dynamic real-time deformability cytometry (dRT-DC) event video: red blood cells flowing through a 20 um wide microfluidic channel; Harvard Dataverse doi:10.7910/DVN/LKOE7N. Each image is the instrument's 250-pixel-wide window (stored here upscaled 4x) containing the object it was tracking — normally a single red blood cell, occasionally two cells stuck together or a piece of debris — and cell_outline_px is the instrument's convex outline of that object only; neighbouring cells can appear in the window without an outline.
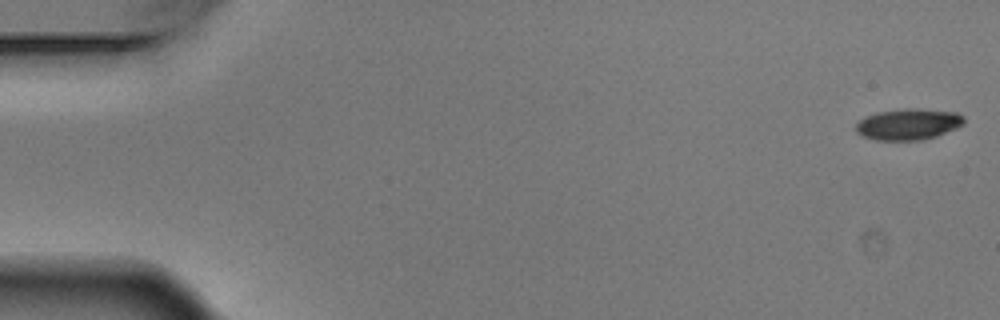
{"species": "Egyptian fruit bat (a non-hibernating species)", "species_latin": "Rousettus aegyptiacus", "temperature_condition": "warm", "stored_images_in_passage": 6, "camera_frame_rate_fps": 3000, "um_per_image_px": 0.085, "animal": {"sex": "male"}, "frame": {"image": 1, "passage_image": 1, "time_ms": 0.0, "image_size_px": [1000, 320], "cell_outline_px": [[964, 124], [956, 128], [936, 136], [924, 140], [876, 140], [864, 136], [856, 132], [856, 124], [860, 120], [876, 112], [904, 108], [916, 108], [956, 112], [964, 116]], "centroid_in_image_um": [77.23, 10.55], "position_along_channel_um": 7.8, "area_um2": 19.65}}
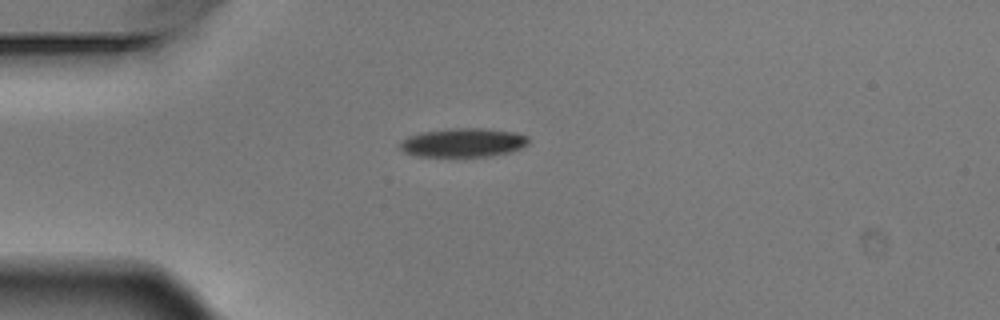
{"frame": {"image": 2, "passage_image": 5, "time_ms": 1.333, "image_size_px": [1000, 320], "cell_outline_px": [[528, 144], [512, 152], [492, 156], [416, 156], [404, 152], [400, 148], [400, 140], [408, 136], [420, 132], [452, 128], [488, 128], [516, 132], [528, 136]], "centroid_in_image_um": [39.38, 12.11], "position_along_channel_um": 45.6, "area_um2": 21.85}}